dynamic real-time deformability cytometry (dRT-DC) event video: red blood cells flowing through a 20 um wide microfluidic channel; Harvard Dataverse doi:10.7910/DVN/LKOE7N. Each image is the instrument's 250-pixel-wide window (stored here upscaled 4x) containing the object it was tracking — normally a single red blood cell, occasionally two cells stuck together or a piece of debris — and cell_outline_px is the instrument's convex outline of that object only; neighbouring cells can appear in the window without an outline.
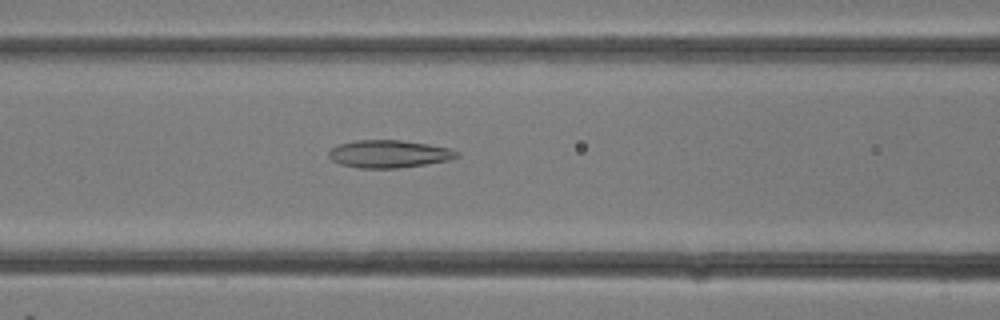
{"species": "common noctule bat (a hibernating species)", "species_latin": "Nyctalus noctula", "temperature_condition": "room temperature", "stored_images_in_passage": 30, "camera_frame_rate_fps": 3000, "um_per_image_px": 0.085, "animal": {"sex": "female"}, "frame": {"image": 1, "passage_image": 13, "time_ms": 4.0, "image_size_px": [1000, 320], "cell_outline_px": [[460, 156], [448, 160], [424, 164], [396, 168], [360, 168], [340, 164], [332, 160], [328, 156], [328, 152], [332, 148], [340, 144], [356, 140], [400, 140], [428, 144], [448, 148], [460, 152]], "centroid_in_image_um": [33.05, 13.08], "position_along_channel_um": 133.5, "area_um2": 20.46}}
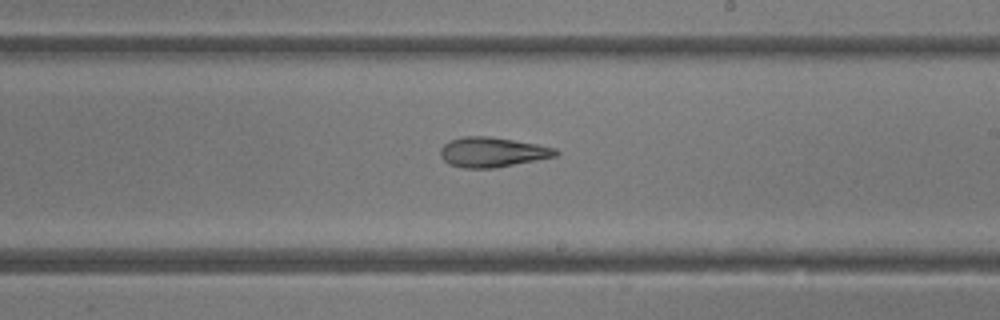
{"frame": {"image": 2, "passage_image": 18, "time_ms": 5.667, "image_size_px": [1000, 320], "cell_outline_px": [[560, 152], [556, 156], [496, 168], [464, 168], [448, 164], [440, 156], [440, 148], [444, 144], [460, 136], [488, 136], [536, 144], [556, 148]], "centroid_in_image_um": [41.83, 12.94], "position_along_channel_um": 247.2, "area_um2": 20.06}}
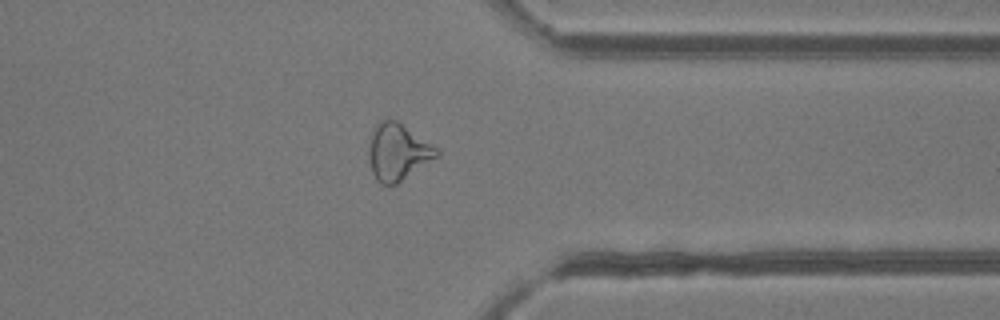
{"frame": {"image": 3, "passage_image": 24, "time_ms": 7.667, "image_size_px": [1000, 320], "cell_outline_px": [[440, 156], [396, 184], [380, 184], [376, 180], [372, 172], [368, 156], [368, 148], [372, 132], [376, 124], [380, 120], [396, 120], [440, 148]], "centroid_in_image_um": [33.84, 12.92], "position_along_channel_um": 377.6, "area_um2": 22.66}}